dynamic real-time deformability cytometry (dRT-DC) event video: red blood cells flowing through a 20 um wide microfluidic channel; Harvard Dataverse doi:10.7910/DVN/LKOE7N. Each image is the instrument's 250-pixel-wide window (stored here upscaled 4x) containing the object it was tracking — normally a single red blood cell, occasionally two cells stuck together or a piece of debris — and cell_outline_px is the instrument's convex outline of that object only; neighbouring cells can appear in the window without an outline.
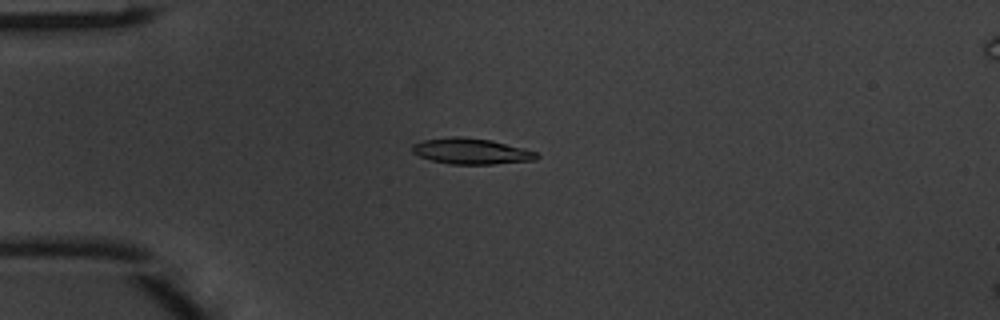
{"species": "common noctule bat (a hibernating species)", "species_latin": "Nyctalus noctula", "temperature_condition": "warm", "stored_images_in_passage": 40, "camera_frame_rate_fps": 3000, "um_per_image_px": 0.085, "animal": {"sex": "male", "body_mass_g": 20.1, "forearm_length_mm": 53.5}, "frame": {"image": 1, "passage_image": 4, "time_ms": 1.0, "image_size_px": [1000, 320], "cell_outline_px": [[540, 156], [536, 160], [492, 164], [452, 164], [432, 160], [420, 156], [412, 152], [412, 144], [424, 140], [452, 136], [460, 136], [488, 140], [524, 148], [536, 152]], "centroid_in_image_um": [40.06, 12.85], "position_along_channel_um": 44.9, "area_um2": 18.55}}
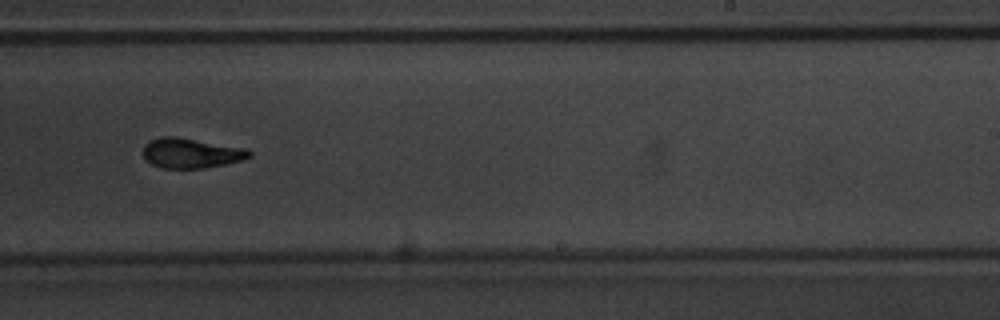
{"frame": {"image": 2, "passage_image": 22, "time_ms": 7.0, "image_size_px": [1000, 320], "cell_outline_px": [[252, 156], [244, 160], [204, 168], [160, 168], [144, 160], [144, 144], [148, 140], [160, 136], [176, 136], [248, 148], [252, 152]], "centroid_in_image_um": [16.25, 13.0], "position_along_channel_um": 272.8, "area_um2": 18.9}}
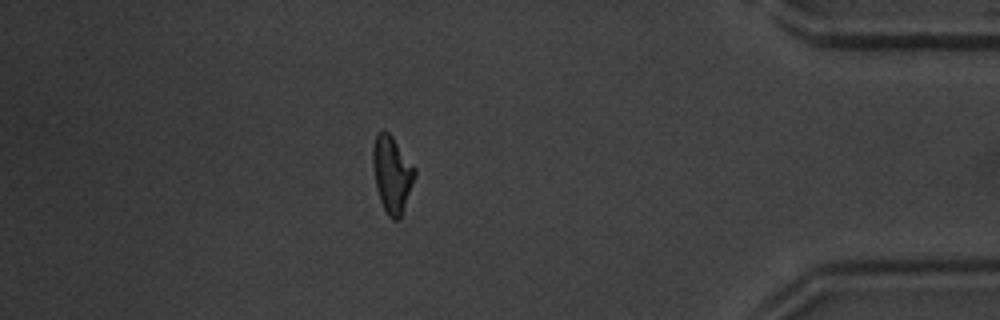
{"frame": {"image": 3, "passage_image": 34, "time_ms": 11.0, "image_size_px": [1000, 320], "cell_outline_px": [[416, 176], [400, 220], [392, 220], [388, 216], [380, 200], [376, 188], [372, 164], [372, 148], [376, 132], [380, 128], [384, 128], [392, 136], [416, 168]], "centroid_in_image_um": [33.31, 14.77], "position_along_channel_um": 401.9, "area_um2": 19.13}, "authors_computed_cell_mechanics": {"area_um2": 18.496, "velocity_mm_per_s": 4.163, "shape_relaxation_time_tau1_ms": 2.9895, "shape_relaxation_time_tau2_ms": 2.0976, "deformation_change_tau1": 0.1536, "deformation_change_tau2": 0.0771}}